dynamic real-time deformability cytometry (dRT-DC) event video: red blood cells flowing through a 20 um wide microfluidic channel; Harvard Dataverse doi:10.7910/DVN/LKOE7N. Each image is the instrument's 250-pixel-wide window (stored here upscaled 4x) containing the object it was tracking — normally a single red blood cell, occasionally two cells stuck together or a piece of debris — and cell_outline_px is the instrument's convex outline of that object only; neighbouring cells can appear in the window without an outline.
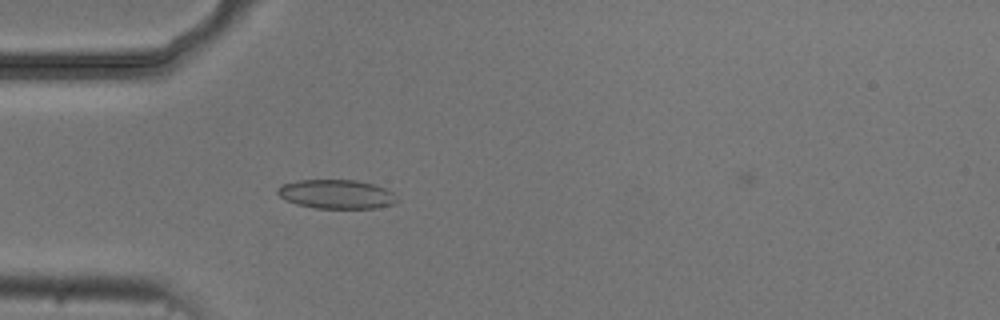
{"species": "common noctule bat (a hibernating species)", "species_latin": "Nyctalus noctula", "temperature_condition": "cold", "stored_images_in_passage": 4, "camera_frame_rate_fps": 3000, "um_per_image_px": 0.085, "animal": {"sex": "male", "body_mass_g": 20.5, "forearm_length_mm": 52.5}, "frame": {"image": 1, "passage_image": 4, "time_ms": 3.667, "image_size_px": [1000, 320], "cell_outline_px": [[400, 200], [392, 204], [376, 208], [316, 208], [296, 204], [280, 196], [276, 192], [280, 184], [300, 180], [356, 180], [372, 184], [384, 188], [392, 192]], "centroid_in_image_um": [28.6, 16.5], "position_along_channel_um": 56.4, "area_um2": 20.11}}